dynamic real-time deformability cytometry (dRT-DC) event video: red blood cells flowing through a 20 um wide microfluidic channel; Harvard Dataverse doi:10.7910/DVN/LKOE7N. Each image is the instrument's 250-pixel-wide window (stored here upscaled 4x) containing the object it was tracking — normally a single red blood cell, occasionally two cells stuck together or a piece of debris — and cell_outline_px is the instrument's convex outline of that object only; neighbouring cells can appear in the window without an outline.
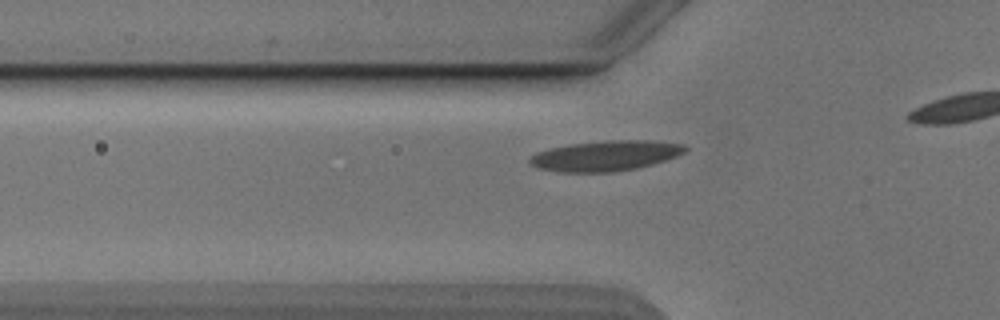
{"species": "Egyptian fruit bat (a non-hibernating species)", "species_latin": "Rousettus aegyptiacus", "temperature_condition": "cold", "stored_images_in_passage": 16, "camera_frame_rate_fps": 3000, "um_per_image_px": 0.085, "animal": {"sex": "male"}, "frame": {"image": 1, "passage_image": 10, "time_ms": 3.0, "image_size_px": [1000, 320], "cell_outline_px": [[688, 148], [684, 152], [676, 156], [652, 164], [636, 168], [612, 172], [560, 172], [540, 168], [528, 164], [528, 160], [536, 152], [548, 148], [568, 144], [608, 140], [652, 140], [684, 144]], "centroid_in_image_um": [51.45, 13.23], "position_along_channel_um": 74.4, "area_um2": 27.51}}
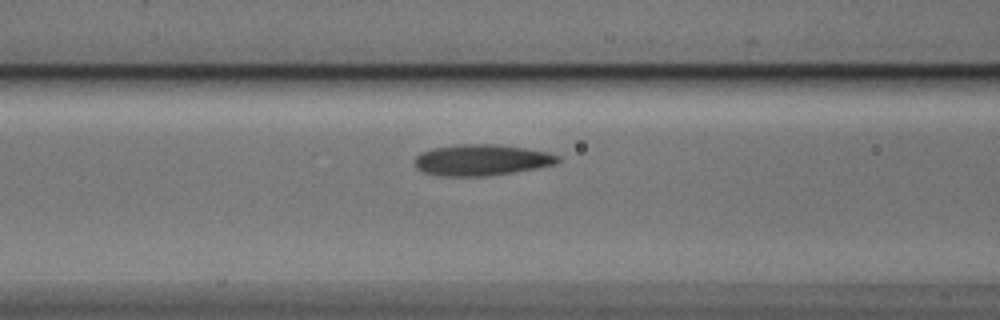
{"frame": {"image": 2, "passage_image": 14, "time_ms": 4.333, "image_size_px": [1000, 320], "cell_outline_px": [[560, 160], [556, 164], [516, 172], [488, 176], [440, 176], [424, 172], [416, 168], [412, 164], [412, 160], [420, 152], [432, 148], [460, 144], [496, 144], [524, 148], [548, 152], [560, 156]], "centroid_in_image_um": [40.89, 13.6], "position_along_channel_um": 125.7, "area_um2": 26.3}}